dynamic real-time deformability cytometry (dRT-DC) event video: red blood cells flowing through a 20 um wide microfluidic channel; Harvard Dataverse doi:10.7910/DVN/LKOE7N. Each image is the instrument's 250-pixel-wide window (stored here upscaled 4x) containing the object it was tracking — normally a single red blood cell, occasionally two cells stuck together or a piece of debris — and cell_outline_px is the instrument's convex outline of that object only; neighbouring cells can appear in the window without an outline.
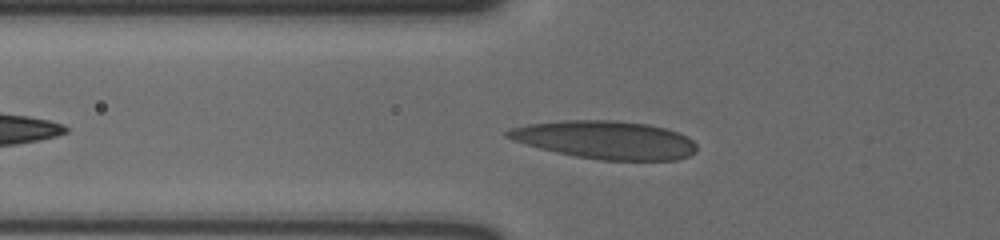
{"species": "human", "species_latin": "Homo sapiens", "temperature_condition": "cold", "stored_images_in_passage": 39, "camera_frame_rate_fps": 3000, "um_per_image_px": 0.085, "donor": {"sex": "male"}, "frame": {"image": 1, "passage_image": 7, "time_ms": 2.0, "image_size_px": [1000, 240], "cell_outline_px": [[696, 152], [688, 156], [676, 160], [600, 160], [576, 156], [556, 152], [540, 148], [512, 140], [504, 136], [504, 132], [512, 128], [528, 124], [564, 120], [616, 120], [648, 124], [664, 128], [676, 132], [692, 140], [696, 144]], "centroid_in_image_um": [51.44, 11.89], "position_along_channel_um": 74.4, "area_um2": 41.79}}
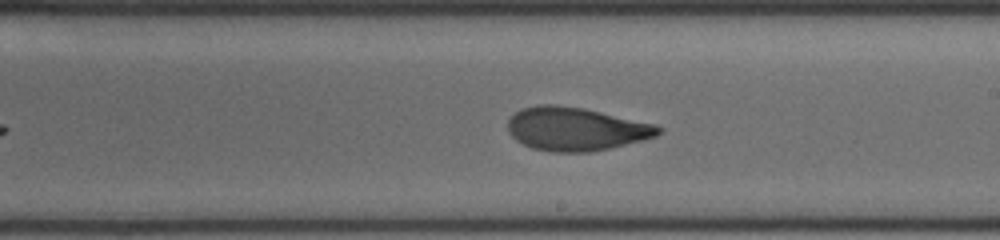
{"frame": {"image": 2, "passage_image": 21, "time_ms": 6.667, "image_size_px": [1000, 240], "cell_outline_px": [[664, 128], [656, 136], [644, 140], [608, 148], [588, 152], [552, 152], [532, 148], [516, 140], [508, 132], [508, 120], [516, 112], [524, 108], [540, 104], [552, 104], [584, 108], [656, 124]], "centroid_in_image_um": [48.96, 10.96], "position_along_channel_um": 240.0, "area_um2": 37.97}}
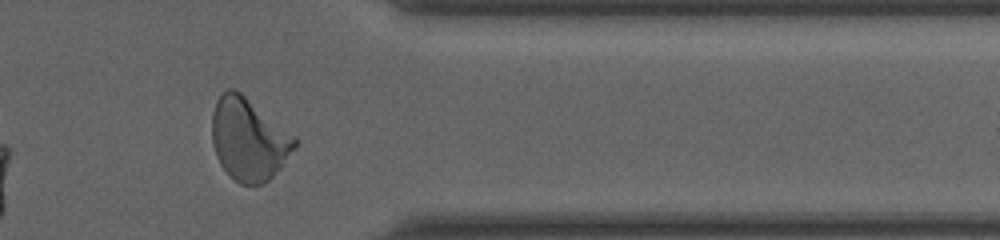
{"frame": {"image": 3, "passage_image": 34, "time_ms": 11.0, "image_size_px": [1000, 240], "cell_outline_px": [[300, 144], [280, 168], [264, 184], [240, 184], [220, 164], [216, 156], [212, 140], [212, 112], [216, 100], [228, 88], [232, 88], [240, 92], [296, 136], [300, 140]], "centroid_in_image_um": [21.17, 11.83], "position_along_channel_um": 390.2, "area_um2": 39.77}, "authors_computed_cell_mechanics": {"area_um2": 38.2636, "velocity_mm_per_s": 3.5968, "shape_relaxation_time_tau1_ms": 6.6017, "shape_relaxation_time_tau2_ms": 1.6121, "deformation_change_tau1": 0.2103, "deformation_change_tau2": 0.0803}}